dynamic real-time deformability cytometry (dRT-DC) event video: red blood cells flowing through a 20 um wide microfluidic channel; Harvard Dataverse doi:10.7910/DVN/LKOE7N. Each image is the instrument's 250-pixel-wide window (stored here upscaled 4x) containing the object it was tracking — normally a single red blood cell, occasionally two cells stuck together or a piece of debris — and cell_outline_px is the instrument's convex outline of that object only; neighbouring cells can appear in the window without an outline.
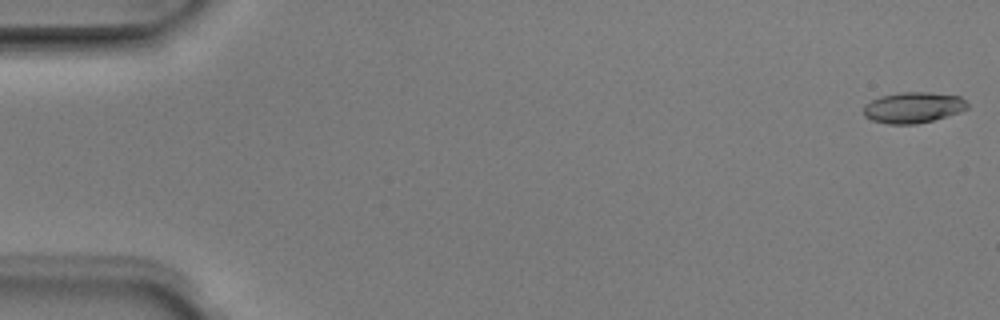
{"species": "Egyptian fruit bat (a non-hibernating species)", "species_latin": "Rousettus aegyptiacus", "temperature_condition": "room temperature", "stored_images_in_passage": 6, "segment_of_instrument_passage": [1, 2], "camera_frame_rate_fps": 3000, "um_per_image_px": 0.085, "animal": {"sex": "male"}, "frame": {"image": 1, "passage_image": 1, "time_ms": 0.0, "image_size_px": [1000, 320], "cell_outline_px": [[968, 108], [960, 112], [932, 120], [916, 124], [888, 124], [872, 120], [864, 116], [864, 104], [880, 96], [900, 92], [928, 92], [960, 96], [968, 104]], "centroid_in_image_um": [77.61, 9.13], "position_along_channel_um": 7.4, "area_um2": 18.67}}
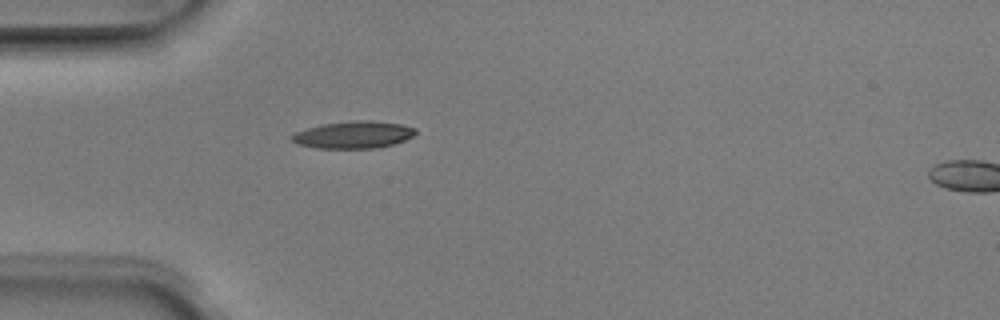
{"frame": {"image": 2, "passage_image": 5, "time_ms": 1.333, "image_size_px": [1000, 320], "cell_outline_px": [[416, 132], [412, 136], [404, 140], [392, 144], [372, 148], [316, 148], [296, 144], [288, 136], [296, 132], [308, 128], [324, 124], [352, 120], [372, 120], [400, 124], [416, 128]], "centroid_in_image_um": [30.01, 11.45], "position_along_channel_um": 55.0, "area_um2": 19.48}}